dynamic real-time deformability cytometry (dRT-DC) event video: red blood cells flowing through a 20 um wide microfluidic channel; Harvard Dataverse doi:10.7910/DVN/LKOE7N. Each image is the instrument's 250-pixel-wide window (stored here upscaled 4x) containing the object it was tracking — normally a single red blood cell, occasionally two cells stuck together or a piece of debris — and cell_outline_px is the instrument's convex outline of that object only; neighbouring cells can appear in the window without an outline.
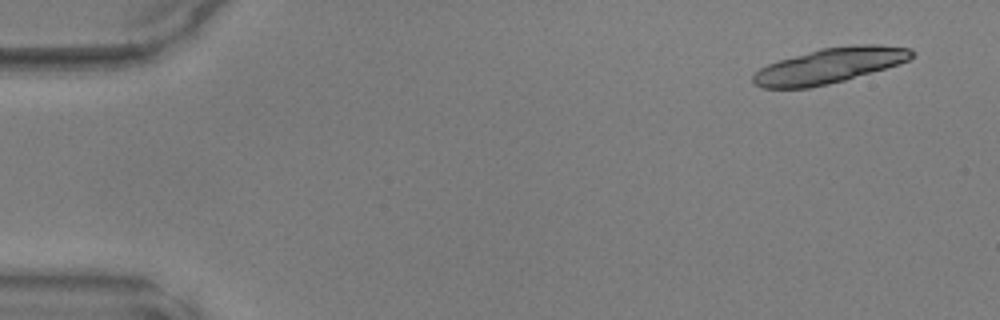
{"species": "common noctule bat (a hibernating species)", "species_latin": "Nyctalus noctula", "temperature_condition": "warm", "stored_images_in_passage": 17, "camera_frame_rate_fps": 3000, "um_per_image_px": 0.085, "animal": {"sex": "male", "body_mass_g": 17.9, "forearm_length_mm": 54.2}, "frame": {"image": 1, "passage_image": 3, "time_ms": 0.667, "image_size_px": [1000, 320], "cell_outline_px": [[916, 52], [908, 60], [884, 68], [844, 80], [828, 84], [808, 88], [760, 88], [752, 84], [752, 76], [760, 68], [768, 64], [780, 60], [820, 48], [856, 44], [880, 44], [912, 48]], "centroid_in_image_um": [70.49, 5.57], "position_along_channel_um": 14.5, "area_um2": 32.48}}